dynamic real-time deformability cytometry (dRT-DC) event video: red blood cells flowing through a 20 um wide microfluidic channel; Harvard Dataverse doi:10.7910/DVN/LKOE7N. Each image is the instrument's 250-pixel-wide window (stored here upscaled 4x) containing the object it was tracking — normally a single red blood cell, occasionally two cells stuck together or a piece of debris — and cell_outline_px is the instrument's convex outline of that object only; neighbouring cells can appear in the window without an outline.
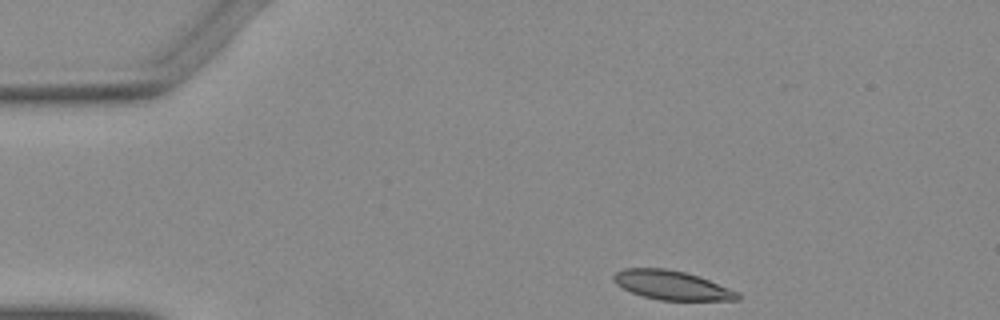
{"species": "Egyptian fruit bat (a non-hibernating species)", "species_latin": "Rousettus aegyptiacus", "temperature_condition": "warm", "stored_images_in_passage": 39, "camera_frame_rate_fps": 3000, "um_per_image_px": 0.085, "animal": {"sex": "female"}, "frame": {"image": 1, "passage_image": 1, "time_ms": 0.0, "image_size_px": [1000, 320], "cell_outline_px": [[740, 300], [660, 300], [644, 296], [632, 292], [616, 284], [612, 280], [612, 276], [616, 272], [624, 268], [668, 268], [684, 272], [708, 280], [740, 292]], "centroid_in_image_um": [57.1, 24.24], "position_along_channel_um": 27.9, "area_um2": 20.87}}
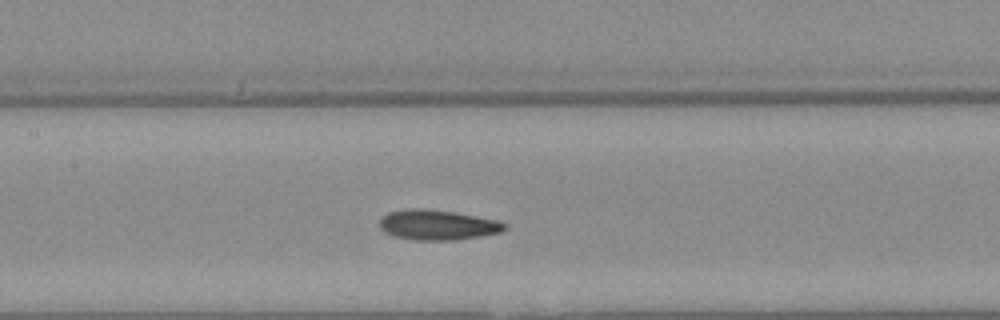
{"frame": {"image": 2, "passage_image": 17, "time_ms": 5.333, "image_size_px": [1000, 320], "cell_outline_px": [[508, 228], [500, 232], [480, 236], [452, 240], [412, 240], [396, 236], [384, 232], [380, 228], [380, 216], [388, 212], [408, 208], [424, 208], [452, 212], [476, 216], [496, 220], [508, 224]], "centroid_in_image_um": [37.16, 19.11], "position_along_channel_um": 170.2, "area_um2": 21.96}}
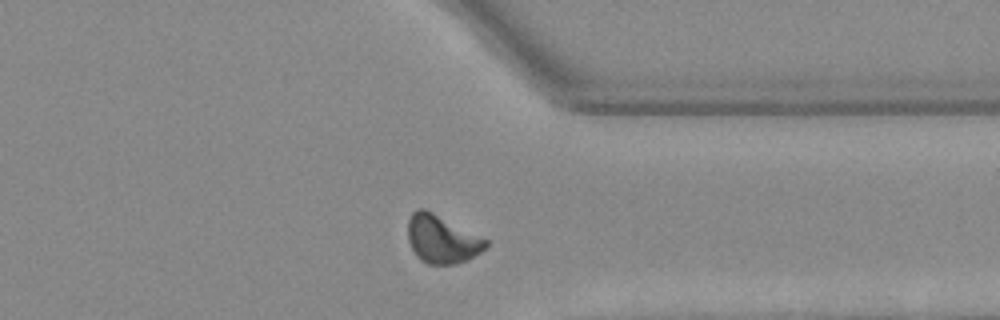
{"frame": {"image": 3, "passage_image": 33, "time_ms": 10.667, "image_size_px": [1000, 320], "cell_outline_px": [[488, 244], [480, 252], [468, 260], [456, 264], [428, 264], [420, 260], [416, 256], [408, 240], [408, 220], [412, 212], [416, 208], [424, 208], [488, 240]], "centroid_in_image_um": [37.53, 20.34], "position_along_channel_um": 373.9, "area_um2": 21.68}}